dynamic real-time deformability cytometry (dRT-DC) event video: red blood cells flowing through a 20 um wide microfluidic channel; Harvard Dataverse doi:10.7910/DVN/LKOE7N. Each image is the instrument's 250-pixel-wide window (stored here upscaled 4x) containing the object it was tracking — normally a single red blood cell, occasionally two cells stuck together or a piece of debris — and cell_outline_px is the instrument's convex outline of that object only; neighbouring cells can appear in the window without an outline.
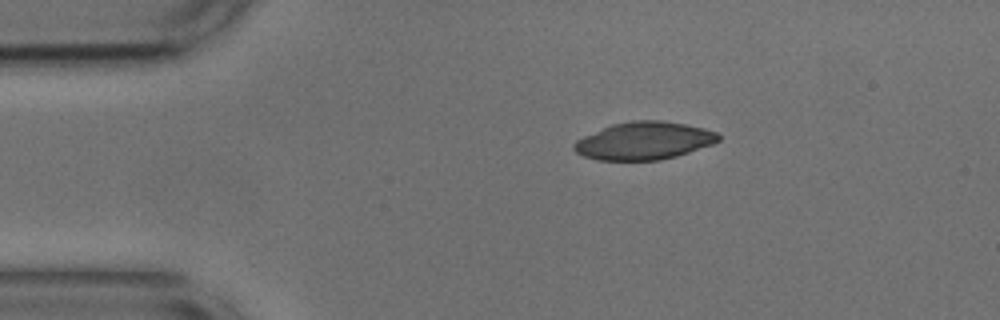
{"species": "common noctule bat (a hibernating species)", "species_latin": "Nyctalus noctula", "temperature_condition": "cold", "stored_images_in_passage": 28, "camera_frame_rate_fps": 3000, "um_per_image_px": 0.085, "animal": {"sex": "male", "body_mass_g": 17.9, "forearm_length_mm": 54.2}, "frame": {"image": 1, "passage_image": 1, "time_ms": 0.0, "image_size_px": [1000, 320], "cell_outline_px": [[720, 140], [712, 144], [676, 156], [660, 160], [596, 160], [584, 156], [576, 152], [572, 148], [572, 144], [576, 140], [584, 136], [612, 124], [632, 120], [660, 120], [684, 124], [704, 128], [716, 132], [720, 136]], "centroid_in_image_um": [54.72, 11.97], "position_along_channel_um": 30.3, "area_um2": 31.62}}
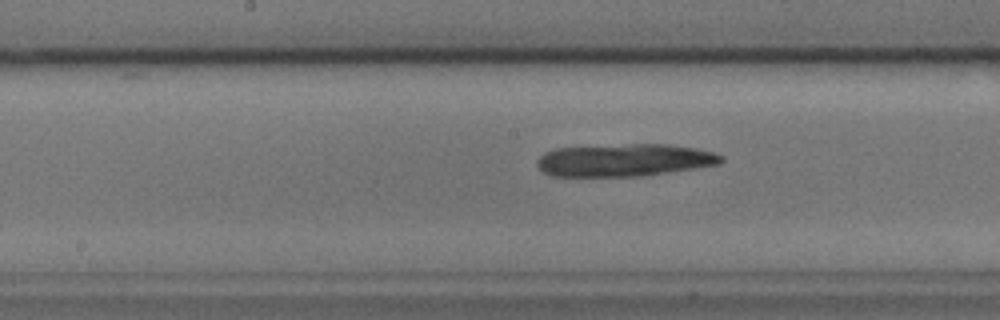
{"frame": {"image": 2, "passage_image": 18, "time_ms": 5.667, "image_size_px": [1000, 320], "cell_outline_px": [[724, 160], [720, 164], [696, 168], [640, 176], [548, 176], [536, 164], [536, 160], [544, 152], [556, 148], [636, 144], [668, 144], [696, 148], [712, 152], [724, 156]], "centroid_in_image_um": [53.07, 13.61], "position_along_channel_um": 195.1, "area_um2": 34.85}}
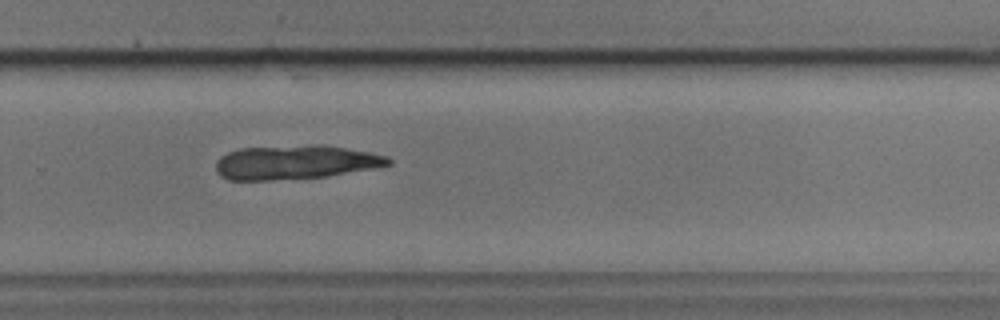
{"frame": {"image": 3, "passage_image": 27, "time_ms": 8.667, "image_size_px": [1000, 320], "cell_outline_px": [[392, 164], [324, 176], [272, 180], [228, 180], [220, 176], [216, 172], [216, 160], [220, 156], [228, 152], [240, 148], [316, 144], [344, 148], [368, 152], [388, 156], [392, 160]], "centroid_in_image_um": [25.02, 13.78], "position_along_channel_um": 304.8, "area_um2": 33.93}}